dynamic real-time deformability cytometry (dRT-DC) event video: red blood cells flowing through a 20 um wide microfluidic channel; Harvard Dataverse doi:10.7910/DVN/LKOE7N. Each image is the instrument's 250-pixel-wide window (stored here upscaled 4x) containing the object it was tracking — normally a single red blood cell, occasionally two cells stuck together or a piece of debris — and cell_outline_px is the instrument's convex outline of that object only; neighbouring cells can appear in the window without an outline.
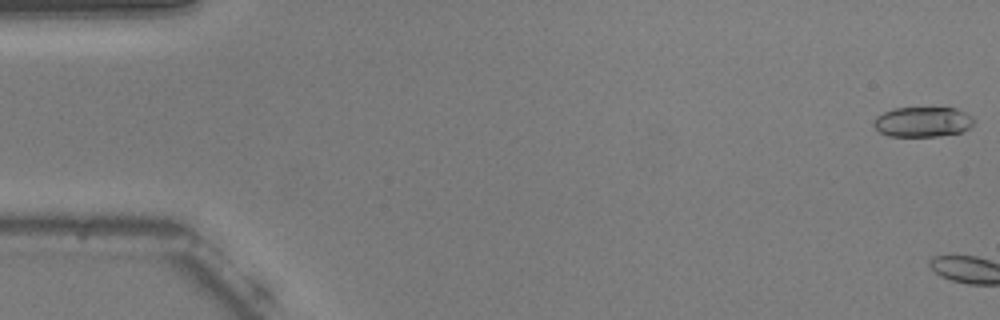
{"species": "common noctule bat (a hibernating species)", "species_latin": "Nyctalus noctula", "temperature_condition": "warm", "stored_images_in_passage": 4, "camera_frame_rate_fps": 3000, "um_per_image_px": 0.085, "animal": {"sex": "male", "body_mass_g": 20.5, "forearm_length_mm": 52.5}, "frame": {"image": 1, "passage_image": 1, "time_ms": 0.0, "image_size_px": [1000, 320], "cell_outline_px": [[976, 120], [968, 128], [960, 132], [940, 136], [888, 136], [880, 132], [872, 124], [872, 120], [876, 116], [884, 112], [896, 108], [956, 108], [972, 116]], "centroid_in_image_um": [78.41, 10.36], "position_along_channel_um": 6.6, "area_um2": 17.57}}